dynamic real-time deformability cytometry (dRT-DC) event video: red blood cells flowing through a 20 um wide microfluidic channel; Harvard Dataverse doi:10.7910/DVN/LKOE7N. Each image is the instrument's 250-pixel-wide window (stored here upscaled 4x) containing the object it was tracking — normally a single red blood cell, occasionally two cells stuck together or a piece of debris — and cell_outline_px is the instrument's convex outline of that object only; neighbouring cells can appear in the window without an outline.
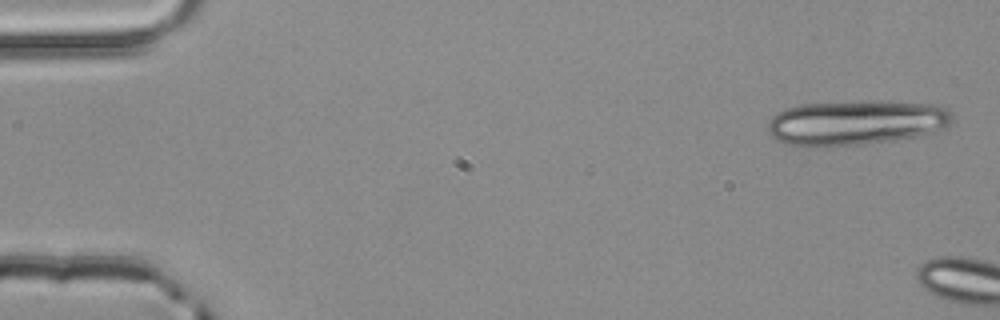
{"species": "common noctule bat (a hibernating species)", "species_latin": "Nyctalus noctula", "temperature_condition": "room temperature", "stored_images_in_passage": 5, "camera_frame_rate_fps": 3000, "um_per_image_px": 0.085, "animal": {"sex": "male", "body_mass_g": 20.4}, "frame": {"image": 1, "passage_image": 1, "time_ms": 0.0, "image_size_px": [1000, 320], "cell_outline_px": [[952, 120], [944, 128], [932, 132], [916, 136], [892, 140], [860, 144], [816, 148], [784, 144], [776, 140], [768, 132], [768, 120], [776, 112], [784, 108], [800, 104], [856, 100], [880, 100], [940, 104], [952, 112]], "centroid_in_image_um": [72.71, 10.4], "position_along_channel_um": 12.3, "area_um2": 49.42}}